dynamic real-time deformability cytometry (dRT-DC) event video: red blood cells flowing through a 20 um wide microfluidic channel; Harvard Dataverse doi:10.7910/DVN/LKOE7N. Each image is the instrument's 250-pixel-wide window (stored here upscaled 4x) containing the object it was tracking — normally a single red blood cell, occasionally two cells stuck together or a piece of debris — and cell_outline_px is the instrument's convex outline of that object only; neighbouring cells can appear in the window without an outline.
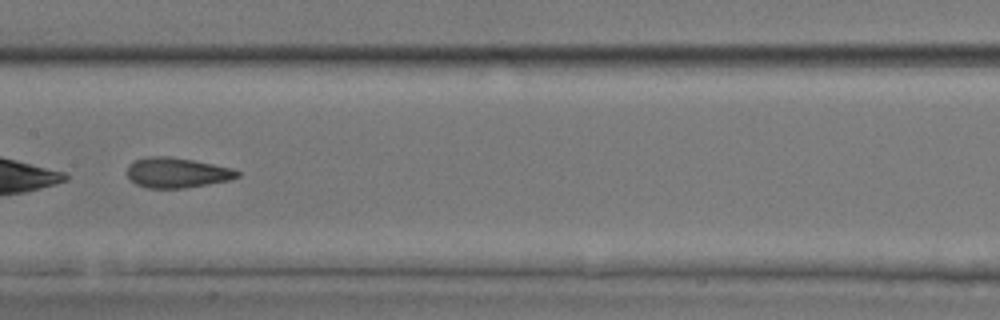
{"species": "common noctule bat (a hibernating species)", "species_latin": "Nyctalus noctula", "temperature_condition": "room temperature", "stored_images_in_passage": 37, "camera_frame_rate_fps": 3000, "um_per_image_px": 0.085, "animal": {"sex": "male", "body_mass_g": 17.9, "forearm_length_mm": 54.2}, "frame": {"image": 1, "passage_image": 16, "time_ms": 5.0, "image_size_px": [1000, 320], "cell_outline_px": [[240, 176], [232, 180], [184, 188], [148, 188], [136, 184], [128, 176], [128, 164], [136, 160], [148, 156], [172, 156], [232, 168], [240, 172]], "centroid_in_image_um": [15.06, 14.68], "position_along_channel_um": 192.3, "area_um2": 19.36}}
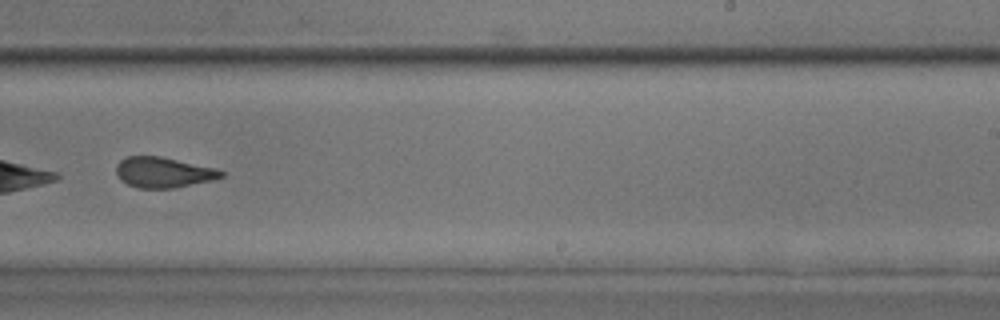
{"frame": {"image": 2, "passage_image": 22, "time_ms": 7.0, "image_size_px": [1000, 320], "cell_outline_px": [[224, 176], [212, 180], [172, 188], [140, 188], [128, 184], [120, 180], [116, 172], [116, 164], [120, 160], [128, 156], [160, 156], [216, 168], [224, 172]], "centroid_in_image_um": [13.87, 14.64], "position_along_channel_um": 275.1, "area_um2": 18.55}, "authors_computed_cell_mechanics": {"area_um2": 19.5942, "velocity_mm_per_s": 4.1549, "shape_relaxation_time_tau1_ms": 5.3713, "shape_relaxation_time_tau2_ms": 1.5923, "deformation_change_tau1": 0.1313, "deformation_change_tau2": 0.0991}}